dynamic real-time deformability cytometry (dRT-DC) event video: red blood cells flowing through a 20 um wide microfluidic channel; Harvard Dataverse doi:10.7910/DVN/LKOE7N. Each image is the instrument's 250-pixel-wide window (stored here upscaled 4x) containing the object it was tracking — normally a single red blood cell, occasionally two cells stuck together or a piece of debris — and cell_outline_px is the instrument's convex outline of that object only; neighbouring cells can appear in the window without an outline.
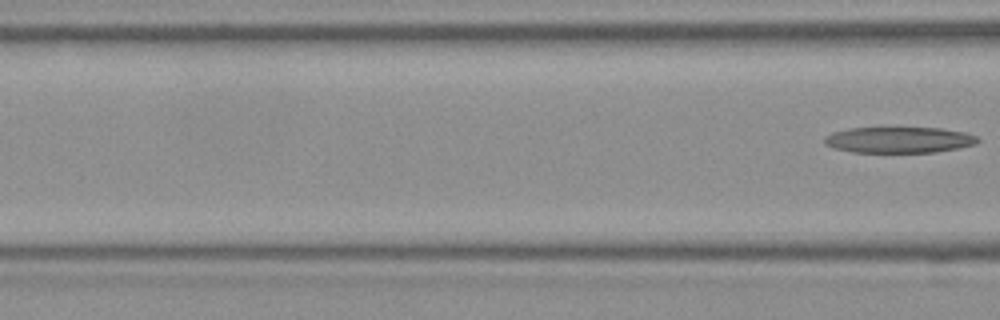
{"species": "Egyptian fruit bat (a non-hibernating species)", "species_latin": "Rousettus aegyptiacus", "temperature_condition": "room temperature", "stored_images_in_passage": 6, "segment_of_instrument_passage": [2, 2], "camera_frame_rate_fps": 3000, "um_per_image_px": 0.085, "frame": {"image": 1, "passage_image": 6, "time_ms": 1.667, "image_size_px": [1000, 320], "cell_outline_px": [[980, 140], [976, 144], [936, 152], [852, 152], [832, 148], [824, 144], [824, 136], [832, 132], [848, 128], [880, 124], [940, 128], [964, 132], [976, 136]], "centroid_in_image_um": [76.32, 11.83], "position_along_channel_um": 90.3, "area_um2": 24.57}}